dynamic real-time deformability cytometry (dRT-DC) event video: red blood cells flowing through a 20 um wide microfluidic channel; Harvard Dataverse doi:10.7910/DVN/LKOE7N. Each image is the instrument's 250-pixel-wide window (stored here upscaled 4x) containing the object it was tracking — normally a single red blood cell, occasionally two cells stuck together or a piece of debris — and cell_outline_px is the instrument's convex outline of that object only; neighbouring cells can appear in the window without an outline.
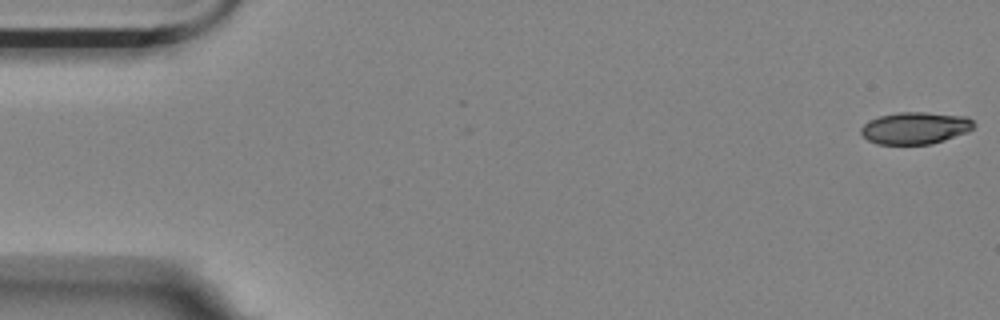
{"species": "Egyptian fruit bat (a non-hibernating species)", "species_latin": "Rousettus aegyptiacus", "temperature_condition": "room temperature", "stored_images_in_passage": 5, "camera_frame_rate_fps": 3000, "um_per_image_px": 0.085, "animal": {"sex": "female"}, "frame": {"image": 1, "passage_image": 1, "time_ms": 0.0, "image_size_px": [1000, 320], "cell_outline_px": [[976, 124], [968, 132], [932, 144], [876, 144], [868, 140], [860, 132], [860, 128], [868, 120], [880, 116], [900, 112], [924, 112], [968, 116]], "centroid_in_image_um": [77.8, 10.88], "position_along_channel_um": 7.2, "area_um2": 21.15}}